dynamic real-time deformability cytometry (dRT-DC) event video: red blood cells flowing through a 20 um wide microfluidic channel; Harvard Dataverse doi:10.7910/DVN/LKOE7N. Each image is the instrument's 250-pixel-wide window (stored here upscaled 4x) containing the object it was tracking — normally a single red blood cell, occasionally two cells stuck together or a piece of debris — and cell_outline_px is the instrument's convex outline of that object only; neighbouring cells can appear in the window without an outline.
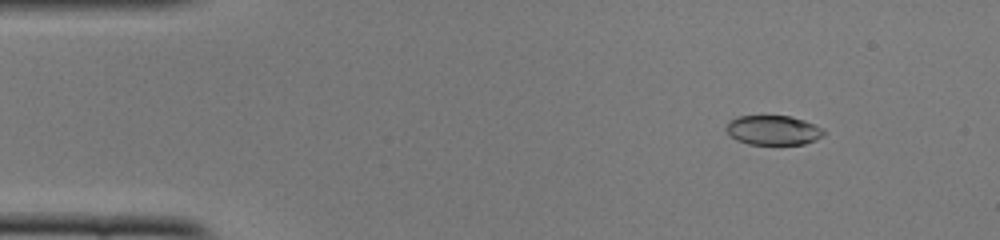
{"species": "common noctule bat (a hibernating species)", "species_latin": "Nyctalus noctula", "temperature_condition": "cold", "stored_images_in_passage": 51, "camera_frame_rate_fps": 3000, "um_per_image_px": 0.085, "animal": {"sex": "female", "body_mass_g": 22.0, "forearm_length_mm": 56.7}, "frame": {"image": 1, "passage_image": 6, "time_ms": 1.667, "image_size_px": [1000, 240], "cell_outline_px": [[824, 136], [816, 140], [804, 144], [748, 144], [736, 140], [724, 128], [728, 120], [736, 116], [792, 116], [804, 120], [820, 128], [824, 132]], "centroid_in_image_um": [65.68, 11.06], "position_along_channel_um": 19.3, "area_um2": 16.82}}
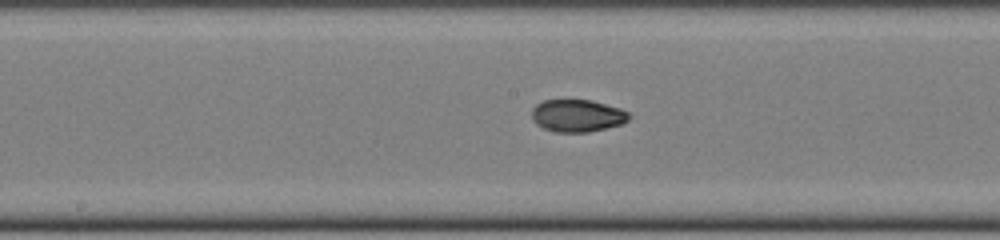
{"frame": {"image": 2, "passage_image": 26, "time_ms": 8.333, "image_size_px": [1000, 240], "cell_outline_px": [[632, 116], [628, 120], [620, 124], [588, 132], [552, 132], [536, 124], [532, 120], [532, 108], [536, 104], [544, 100], [592, 100], [620, 108], [628, 112]], "centroid_in_image_um": [49.05, 9.83], "position_along_channel_um": 199.1, "area_um2": 18.38}}
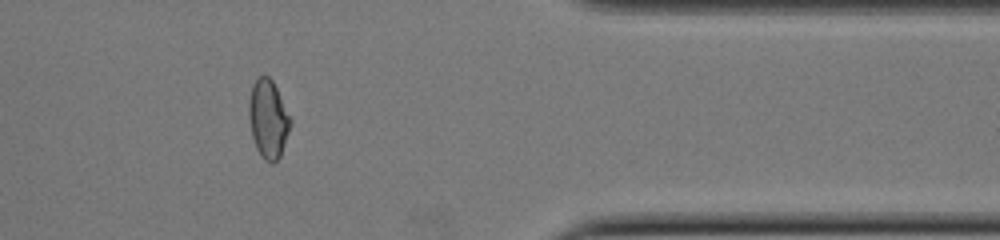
{"frame": {"image": 3, "passage_image": 42, "time_ms": 13.667, "image_size_px": [1000, 240], "cell_outline_px": [[292, 120], [280, 156], [272, 164], [264, 160], [256, 148], [252, 136], [248, 116], [248, 100], [252, 84], [260, 76], [268, 76], [272, 80]], "centroid_in_image_um": [22.77, 10.11], "position_along_channel_um": 388.6, "area_um2": 18.84}, "authors_computed_cell_mechanics": {"area_um2": 18.6116, "velocity_mm_per_s": 3.9326, "shape_relaxation_time_tau1_ms": 5.214, "shape_relaxation_time_tau2_ms": 2.1639, "deformation_change_tau1": 0.1768, "deformation_change_tau2": 0.0397}}